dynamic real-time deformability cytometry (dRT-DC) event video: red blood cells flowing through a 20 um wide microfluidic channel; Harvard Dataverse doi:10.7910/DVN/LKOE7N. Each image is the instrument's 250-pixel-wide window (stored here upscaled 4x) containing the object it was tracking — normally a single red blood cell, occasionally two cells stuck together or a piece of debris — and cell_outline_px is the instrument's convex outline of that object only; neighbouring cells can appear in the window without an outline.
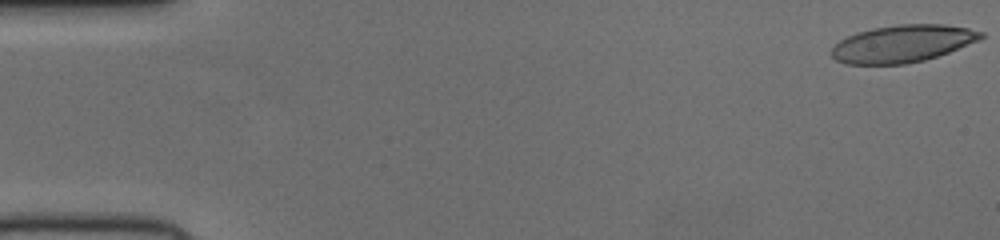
{"species": "human", "species_latin": "Homo sapiens", "temperature_condition": "cold", "stored_images_in_passage": 52, "camera_frame_rate_fps": 3000, "um_per_image_px": 0.085, "donor": {"sex": "female"}, "frame": {"image": 1, "passage_image": 1, "time_ms": 0.0, "image_size_px": [1000, 240], "cell_outline_px": [[984, 36], [980, 40], [948, 52], [924, 60], [904, 64], [844, 64], [836, 60], [832, 56], [832, 48], [840, 40], [856, 32], [872, 28], [900, 24], [944, 24], [968, 28], [984, 32]], "centroid_in_image_um": [76.72, 3.7], "position_along_channel_um": 8.3, "area_um2": 32.37}}
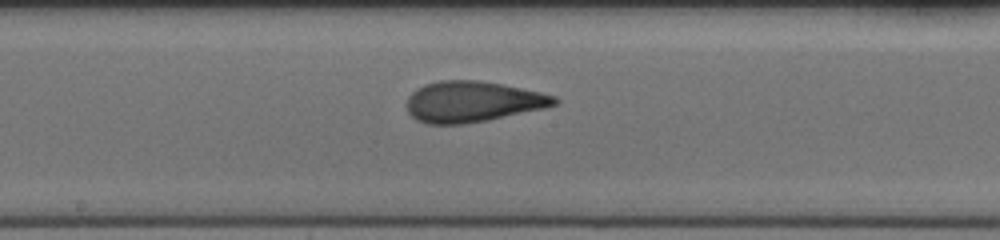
{"frame": {"image": 2, "passage_image": 28, "time_ms": 9.0, "image_size_px": [1000, 240], "cell_outline_px": [[560, 100], [556, 104], [544, 108], [488, 120], [464, 124], [424, 124], [416, 120], [408, 112], [408, 96], [416, 88], [424, 84], [440, 80], [480, 80], [504, 84], [540, 92], [556, 96]], "centroid_in_image_um": [40.16, 8.64], "position_along_channel_um": 208.0, "area_um2": 35.32}}
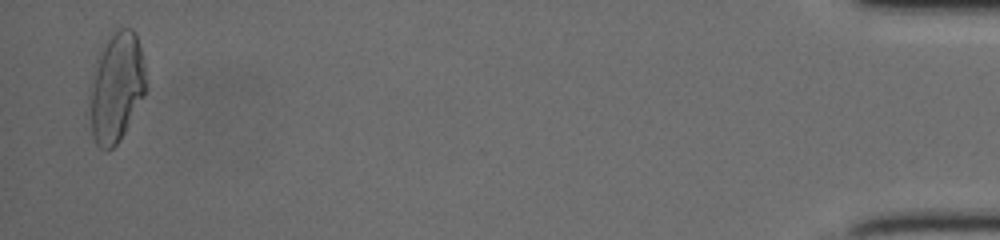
{"frame": {"image": 3, "passage_image": 51, "time_ms": 16.667, "image_size_px": [1000, 240], "cell_outline_px": [[148, 88], [144, 96], [120, 140], [108, 152], [104, 152], [96, 144], [92, 136], [84, 112], [88, 92], [96, 60], [100, 48], [112, 32], [120, 28], [132, 28], [136, 36], [144, 60]], "centroid_in_image_um": [9.82, 7.49], "position_along_channel_um": 425.4, "area_um2": 37.57}}